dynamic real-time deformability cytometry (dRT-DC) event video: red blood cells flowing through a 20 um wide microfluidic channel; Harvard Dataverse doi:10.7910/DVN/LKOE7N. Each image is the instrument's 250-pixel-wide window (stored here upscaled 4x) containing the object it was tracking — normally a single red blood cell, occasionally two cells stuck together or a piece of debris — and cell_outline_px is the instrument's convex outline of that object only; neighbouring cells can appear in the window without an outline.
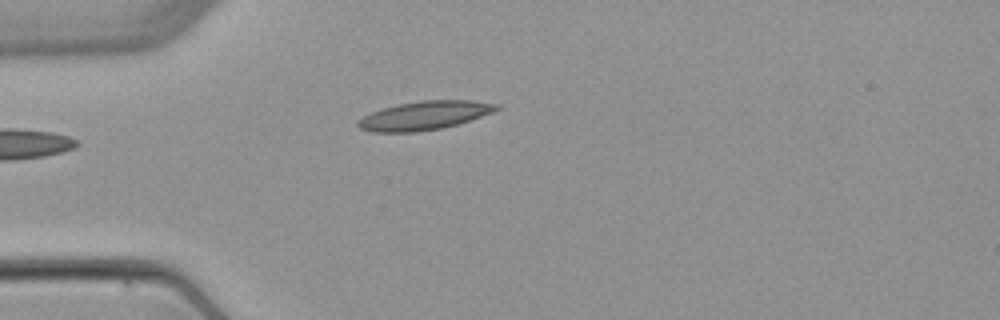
{"species": "common noctule bat (a hibernating species)", "species_latin": "Nyctalus noctula", "temperature_condition": "warm", "stored_images_in_passage": 4, "camera_frame_rate_fps": 3000, "um_per_image_px": 0.085, "animal": {"sex": "female", "body_mass_g": 22.7, "forearm_length_mm": 54.2}, "frame": {"image": 1, "passage_image": 4, "time_ms": 4.333, "image_size_px": [1000, 320], "cell_outline_px": [[500, 108], [492, 112], [456, 124], [440, 128], [416, 132], [372, 132], [360, 128], [356, 124], [356, 120], [380, 108], [420, 100], [472, 100], [500, 104]], "centroid_in_image_um": [36.04, 9.81], "position_along_channel_um": 49.0, "area_um2": 23.0}}